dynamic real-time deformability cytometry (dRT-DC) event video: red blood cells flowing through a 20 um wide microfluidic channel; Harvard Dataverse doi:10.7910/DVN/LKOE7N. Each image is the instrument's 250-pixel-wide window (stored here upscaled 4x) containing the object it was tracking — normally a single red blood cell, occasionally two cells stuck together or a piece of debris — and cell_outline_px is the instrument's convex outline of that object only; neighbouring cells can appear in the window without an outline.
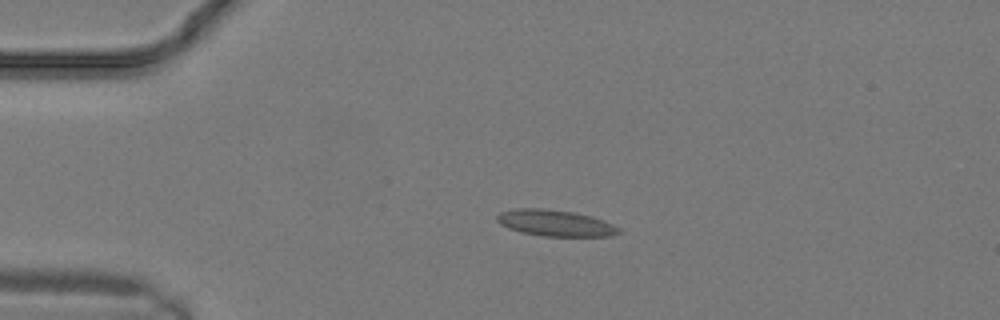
{"species": "common noctule bat (a hibernating species)", "species_latin": "Nyctalus noctula", "temperature_condition": "warm", "stored_images_in_passage": 7, "camera_frame_rate_fps": 3000, "um_per_image_px": 0.085, "animal": {"sex": "male", "body_mass_g": 19.2, "forearm_length_mm": 51.8}, "frame": {"image": 1, "passage_image": 5, "time_ms": 1.333, "image_size_px": [1000, 320], "cell_outline_px": [[620, 232], [612, 236], [544, 236], [520, 232], [508, 228], [500, 224], [496, 220], [496, 216], [500, 212], [516, 208], [540, 208], [572, 212], [592, 216], [604, 220], [620, 228]], "centroid_in_image_um": [47.18, 18.96], "position_along_channel_um": 37.8, "area_um2": 18.67}}